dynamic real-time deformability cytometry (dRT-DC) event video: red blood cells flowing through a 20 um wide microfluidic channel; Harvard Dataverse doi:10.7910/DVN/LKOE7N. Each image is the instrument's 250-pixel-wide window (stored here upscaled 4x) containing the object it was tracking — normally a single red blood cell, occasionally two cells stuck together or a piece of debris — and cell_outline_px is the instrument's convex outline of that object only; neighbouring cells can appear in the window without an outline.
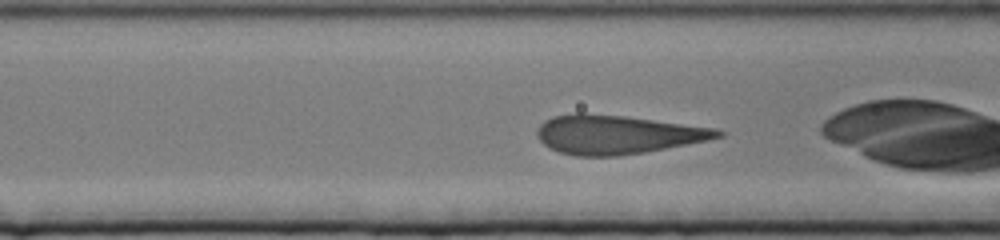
{"species": "human", "species_latin": "Homo sapiens", "temperature_condition": "cold", "stored_images_in_passage": 45, "camera_frame_rate_fps": 3000, "um_per_image_px": 0.085, "donor": {"sex": "female"}, "frame": {"image": 1, "passage_image": 12, "time_ms": 3.667, "image_size_px": [1000, 240], "cell_outline_px": [[724, 136], [708, 140], [644, 152], [620, 156], [576, 156], [560, 152], [548, 148], [536, 136], [536, 132], [540, 124], [544, 120], [552, 116], [576, 112], [584, 112], [624, 116], [716, 128], [724, 132]], "centroid_in_image_um": [52.41, 11.43], "position_along_channel_um": 114.2, "area_um2": 41.04}}
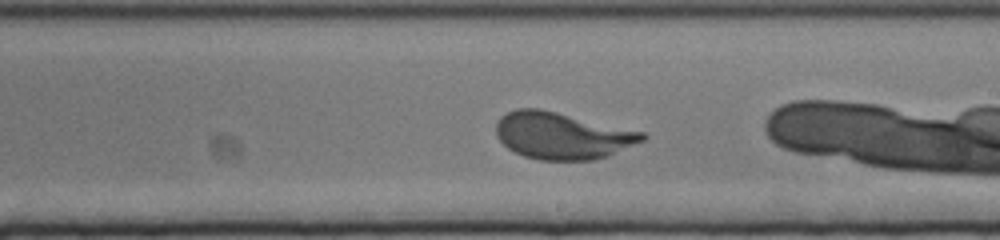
{"frame": {"image": 2, "passage_image": 28, "time_ms": 9.0, "image_size_px": [1000, 240], "cell_outline_px": [[648, 136], [644, 140], [608, 156], [596, 160], [540, 160], [524, 156], [508, 148], [496, 136], [496, 120], [500, 116], [516, 108], [540, 108], [644, 132]], "centroid_in_image_um": [47.77, 11.53], "position_along_channel_um": 241.2, "area_um2": 39.94}}
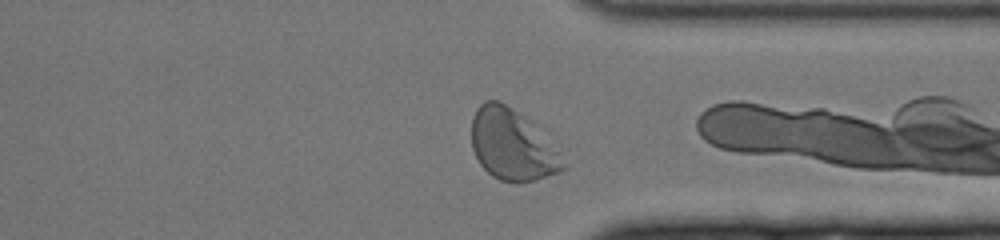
{"frame": {"image": 3, "passage_image": 44, "time_ms": 14.333, "image_size_px": [1000, 240], "cell_outline_px": [[568, 168], [560, 172], [536, 180], [500, 180], [492, 176], [480, 164], [472, 148], [472, 116], [476, 108], [484, 100], [500, 100], [532, 120], [536, 124]], "centroid_in_image_um": [43.51, 12.26], "position_along_channel_um": 367.9, "area_um2": 37.69}}